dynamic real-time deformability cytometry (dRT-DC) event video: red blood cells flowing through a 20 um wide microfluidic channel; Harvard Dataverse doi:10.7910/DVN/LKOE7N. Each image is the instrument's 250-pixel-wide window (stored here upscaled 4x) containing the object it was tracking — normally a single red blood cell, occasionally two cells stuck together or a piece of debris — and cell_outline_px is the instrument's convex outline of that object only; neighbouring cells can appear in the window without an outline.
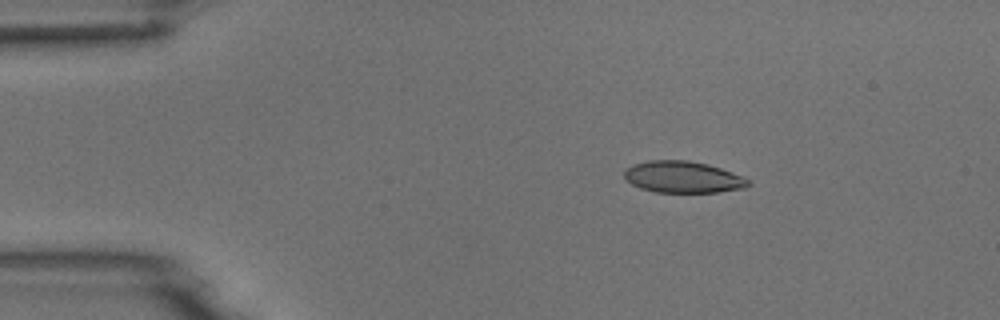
{"species": "common noctule bat (a hibernating species)", "species_latin": "Nyctalus noctula", "temperature_condition": "room temperature", "stored_images_in_passage": 5, "camera_frame_rate_fps": 3000, "um_per_image_px": 0.085, "animal": {"sex": "male", "body_mass_g": 18.8}, "frame": {"image": 1, "passage_image": 3, "time_ms": 2.333, "image_size_px": [1000, 320], "cell_outline_px": [[752, 184], [744, 188], [716, 192], [656, 192], [640, 188], [632, 184], [624, 176], [624, 172], [628, 168], [636, 164], [648, 160], [688, 160], [708, 164], [744, 176]], "centroid_in_image_um": [58.08, 15.05], "position_along_channel_um": 26.9, "area_um2": 22.72}}
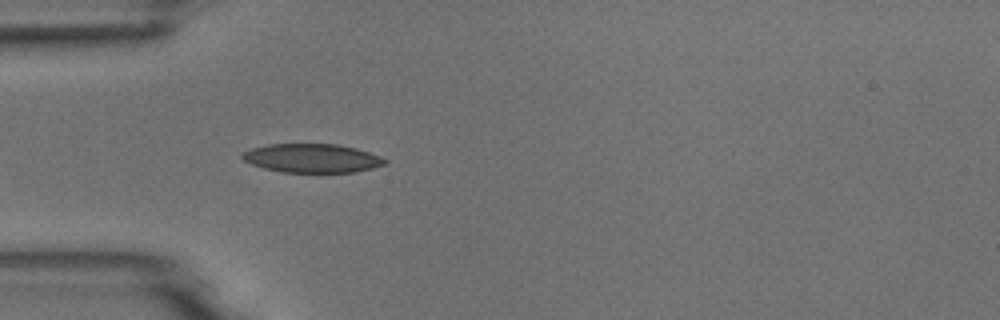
{"frame": {"image": 2, "passage_image": 5, "time_ms": 4.667, "image_size_px": [1000, 320], "cell_outline_px": [[388, 160], [384, 164], [372, 168], [356, 172], [284, 172], [264, 168], [252, 164], [244, 160], [240, 156], [244, 152], [252, 148], [268, 144], [336, 144], [356, 148], [380, 156]], "centroid_in_image_um": [26.53, 13.44], "position_along_channel_um": 58.5, "area_um2": 23.76}}